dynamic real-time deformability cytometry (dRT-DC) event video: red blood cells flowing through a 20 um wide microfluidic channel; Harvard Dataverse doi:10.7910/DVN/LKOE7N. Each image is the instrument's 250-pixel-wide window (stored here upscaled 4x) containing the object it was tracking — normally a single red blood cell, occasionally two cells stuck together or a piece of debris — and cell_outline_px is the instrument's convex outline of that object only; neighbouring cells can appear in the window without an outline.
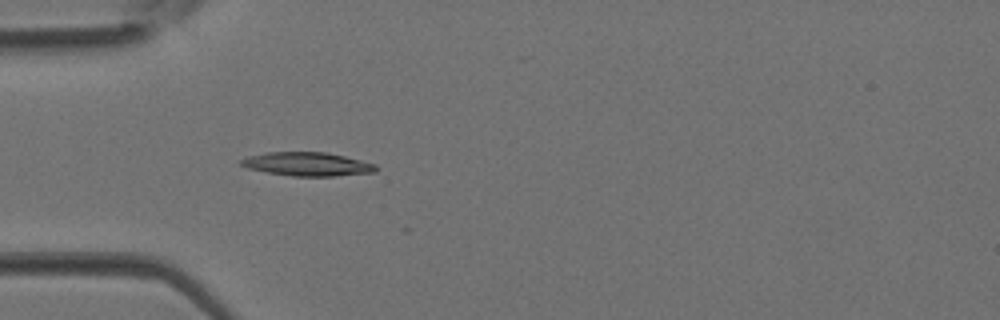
{"species": "Egyptian fruit bat (a non-hibernating species)", "species_latin": "Rousettus aegyptiacus", "temperature_condition": "room temperature", "stored_images_in_passage": 3, "camera_frame_rate_fps": 3000, "um_per_image_px": 0.085, "animal": {"sex": "female"}, "frame": {"image": 1, "passage_image": 3, "time_ms": 0.667, "image_size_px": [1000, 320], "cell_outline_px": [[376, 172], [336, 176], [292, 176], [268, 172], [248, 168], [240, 164], [240, 160], [248, 156], [268, 152], [324, 152], [344, 156], [376, 164]], "centroid_in_image_um": [26.13, 13.95], "position_along_channel_um": 58.9, "area_um2": 18.44}}